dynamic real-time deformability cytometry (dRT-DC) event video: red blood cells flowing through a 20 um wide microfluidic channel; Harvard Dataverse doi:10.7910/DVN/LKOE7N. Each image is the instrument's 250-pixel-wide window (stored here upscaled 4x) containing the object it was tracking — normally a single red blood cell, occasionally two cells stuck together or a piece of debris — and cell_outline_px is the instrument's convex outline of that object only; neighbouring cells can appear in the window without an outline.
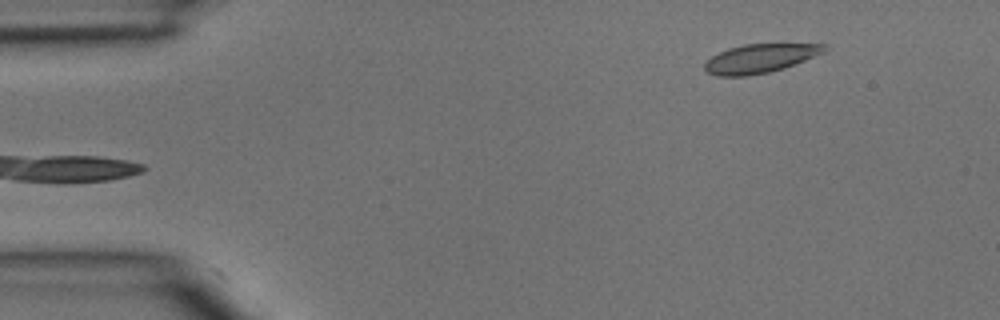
{"species": "common noctule bat (a hibernating species)", "species_latin": "Nyctalus noctula", "temperature_condition": "room temperature", "stored_images_in_passage": 3, "segment_of_instrument_passage": [2, 2], "camera_frame_rate_fps": 3000, "um_per_image_px": 0.085, "animal": {"sex": "male", "body_mass_g": 15.6}, "frame": {"image": 1, "passage_image": 3, "time_ms": 0.667, "image_size_px": [1000, 320], "cell_outline_px": [[828, 48], [824, 52], [796, 64], [784, 68], [768, 72], [748, 76], [716, 76], [708, 72], [704, 68], [704, 64], [712, 56], [728, 48], [744, 44], [828, 44]], "centroid_in_image_um": [64.62, 4.97], "position_along_channel_um": 20.4, "area_um2": 20.06}}